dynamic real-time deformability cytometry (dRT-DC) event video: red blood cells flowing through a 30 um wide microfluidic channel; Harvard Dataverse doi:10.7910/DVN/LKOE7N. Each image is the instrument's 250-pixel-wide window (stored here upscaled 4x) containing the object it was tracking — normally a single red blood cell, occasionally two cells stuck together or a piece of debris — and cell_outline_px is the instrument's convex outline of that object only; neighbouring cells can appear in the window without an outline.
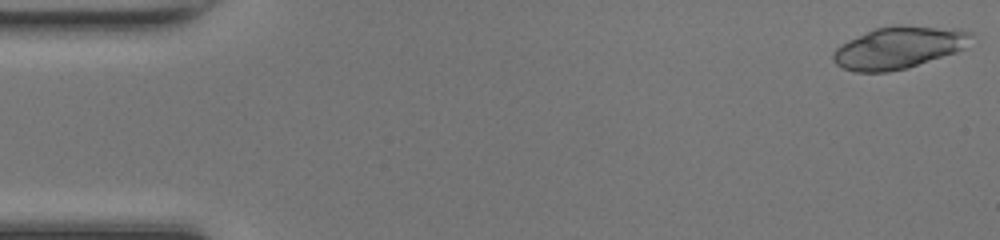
{"species": "common noctule bat (a hibernating species)", "species_latin": "Nyctalus noctula", "temperature_condition": "room temperature", "stored_images_in_passage": 48, "camera_frame_rate_fps": 3000, "um_per_image_px": 0.085, "animal": {"sex": "female", "body_mass_g": 17.0, "forearm_length_mm": 48.0}, "frame": {"image": 1, "passage_image": 1, "time_ms": 0.0, "image_size_px": [1000, 240], "cell_outline_px": [[972, 36], [964, 48], [956, 52], [908, 68], [888, 72], [856, 72], [844, 68], [836, 64], [832, 60], [832, 52], [836, 48], [848, 40], [876, 28], [956, 28], [972, 32]], "centroid_in_image_um": [76.36, 4.1], "position_along_channel_um": 8.6, "area_um2": 32.77}}
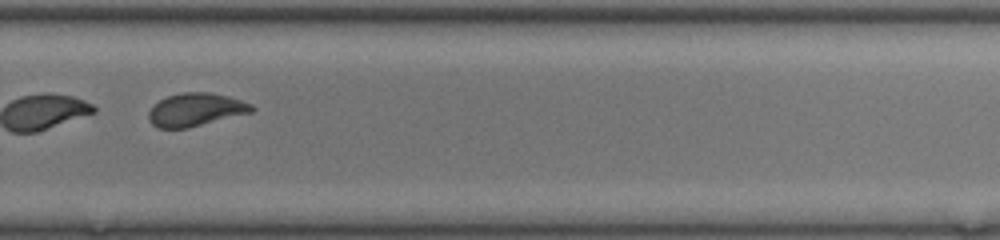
{"frame": {"image": 2, "passage_image": 33, "time_ms": 10.667, "image_size_px": [1000, 240], "cell_outline_px": [[256, 108], [252, 112], [188, 128], [160, 128], [152, 124], [148, 120], [148, 112], [160, 100], [168, 96], [184, 92], [208, 92], [228, 96], [252, 104]], "centroid_in_image_um": [16.65, 9.32], "position_along_channel_um": 313.2, "area_um2": 19.71}}